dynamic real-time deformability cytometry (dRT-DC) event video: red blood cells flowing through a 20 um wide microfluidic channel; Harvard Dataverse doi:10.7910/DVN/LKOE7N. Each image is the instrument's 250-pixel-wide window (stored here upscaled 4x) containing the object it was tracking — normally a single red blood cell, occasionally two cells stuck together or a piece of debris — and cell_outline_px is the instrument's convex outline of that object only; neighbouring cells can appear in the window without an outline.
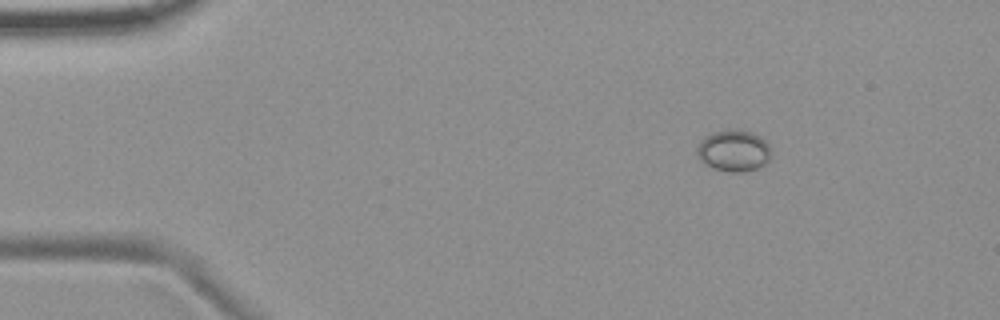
{"species": "common noctule bat (a hibernating species)", "species_latin": "Nyctalus noctula", "temperature_condition": "room temperature", "stored_images_in_passage": 7, "camera_frame_rate_fps": 3000, "um_per_image_px": 0.085, "animal": {"sex": "female", "body_mass_g": 19.9}, "frame": {"image": 1, "passage_image": 1, "time_ms": 0.0, "image_size_px": [1000, 320], "cell_outline_px": [[772, 156], [764, 164], [756, 168], [744, 172], [728, 172], [716, 168], [700, 160], [696, 152], [696, 148], [700, 140], [704, 136], [712, 132], [752, 132], [760, 136], [768, 144], [772, 152]], "centroid_in_image_um": [62.37, 12.84], "position_along_channel_um": 22.6, "area_um2": 17.51}}
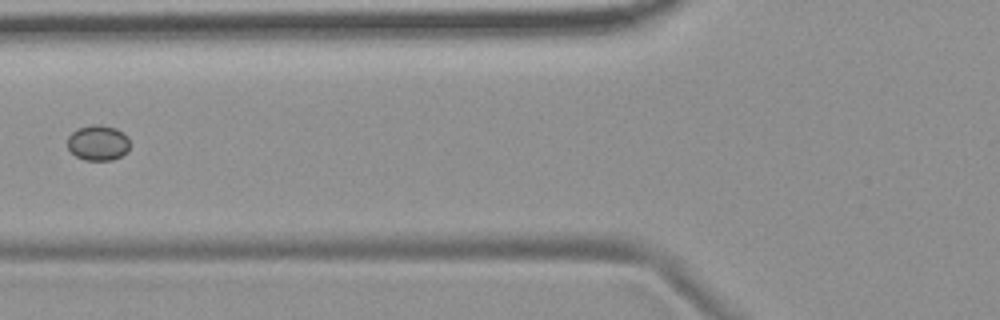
{"frame": {"image": 2, "passage_image": 5, "time_ms": 4.667, "image_size_px": [1000, 320], "cell_outline_px": [[128, 152], [112, 160], [84, 160], [76, 156], [68, 148], [68, 136], [76, 128], [92, 124], [100, 124], [116, 128], [128, 136]], "centroid_in_image_um": [8.32, 12.12], "position_along_channel_um": 117.5, "area_um2": 12.95}}
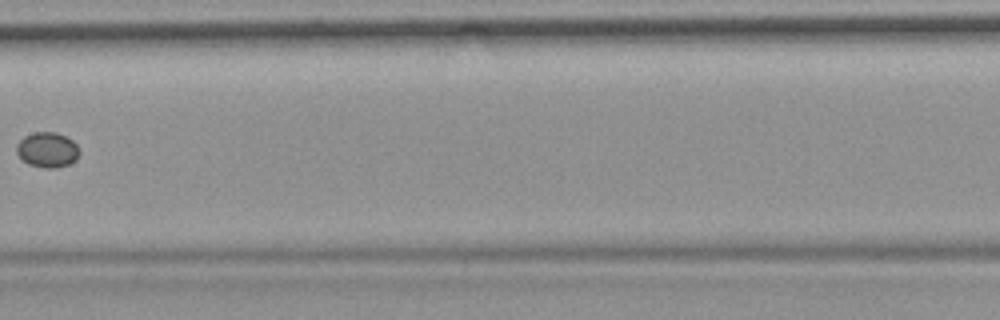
{"frame": {"image": 3, "passage_image": 7, "time_ms": 7.0, "image_size_px": [1000, 320], "cell_outline_px": [[80, 152], [76, 160], [68, 164], [56, 168], [44, 168], [28, 164], [16, 152], [16, 144], [24, 136], [32, 132], [56, 132], [72, 140], [76, 144]], "centroid_in_image_um": [4.02, 12.73], "position_along_channel_um": 203.4, "area_um2": 12.89}}